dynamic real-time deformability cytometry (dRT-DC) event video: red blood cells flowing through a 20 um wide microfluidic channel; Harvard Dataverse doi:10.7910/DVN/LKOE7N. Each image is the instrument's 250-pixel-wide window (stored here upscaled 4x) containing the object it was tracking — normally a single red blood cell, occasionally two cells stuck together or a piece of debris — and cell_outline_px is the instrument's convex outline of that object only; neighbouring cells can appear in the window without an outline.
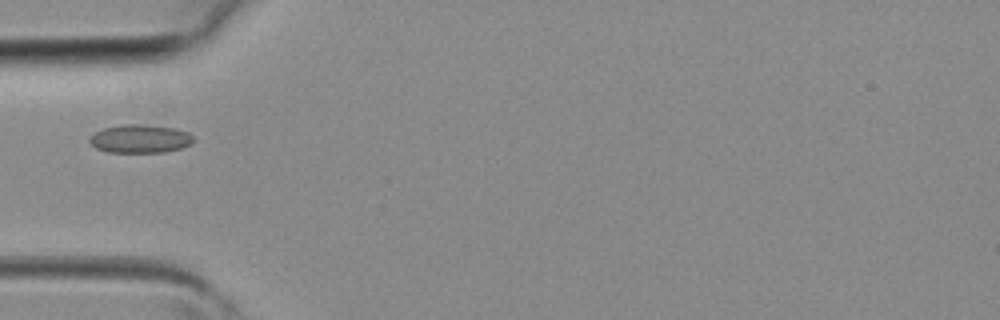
{"species": "common noctule bat (a hibernating species)", "species_latin": "Nyctalus noctula", "temperature_condition": "room temperature", "stored_images_in_passage": 3, "camera_frame_rate_fps": 3000, "um_per_image_px": 0.085, "animal": {"sex": "female", "body_mass_g": 19.3, "forearm_length_mm": 54.1}, "frame": {"image": 1, "passage_image": 3, "time_ms": 0.667, "image_size_px": [1000, 320], "cell_outline_px": [[192, 144], [180, 148], [164, 152], [108, 152], [96, 148], [88, 140], [88, 136], [104, 128], [120, 124], [144, 124], [176, 128], [188, 132], [192, 136]], "centroid_in_image_um": [11.89, 11.78], "position_along_channel_um": 73.1, "area_um2": 17.22}}